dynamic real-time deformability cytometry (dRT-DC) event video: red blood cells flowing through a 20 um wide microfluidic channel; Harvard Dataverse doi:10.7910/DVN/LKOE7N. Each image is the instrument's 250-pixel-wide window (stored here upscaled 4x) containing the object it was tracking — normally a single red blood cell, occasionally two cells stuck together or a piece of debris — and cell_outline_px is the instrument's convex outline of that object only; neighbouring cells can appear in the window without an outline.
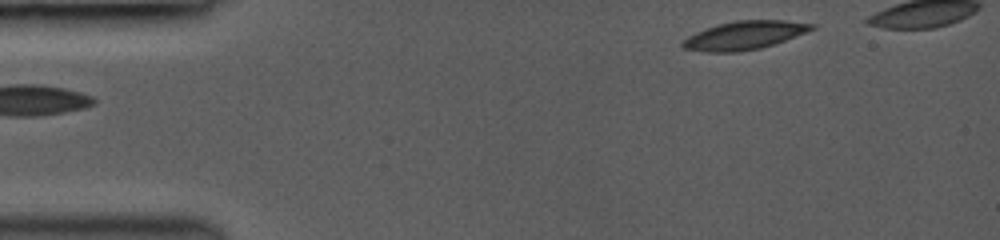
{"species": "common noctule bat (a hibernating species)", "species_latin": "Nyctalus noctula", "temperature_condition": "room temperature", "stored_images_in_passage": 10, "camera_frame_rate_fps": 3000, "um_per_image_px": 0.085, "animal": {"sex": "female", "body_mass_g": 19.0, "forearm_length_mm": 53.3}, "frame": {"image": 1, "passage_image": 1, "time_ms": 0.0, "image_size_px": [1000, 240], "cell_outline_px": [[816, 28], [784, 40], [760, 48], [740, 52], [708, 52], [684, 48], [680, 44], [680, 40], [696, 32], [720, 24], [736, 20], [784, 20], [816, 24]], "centroid_in_image_um": [63.25, 3.0], "position_along_channel_um": 21.7, "area_um2": 21.15}}
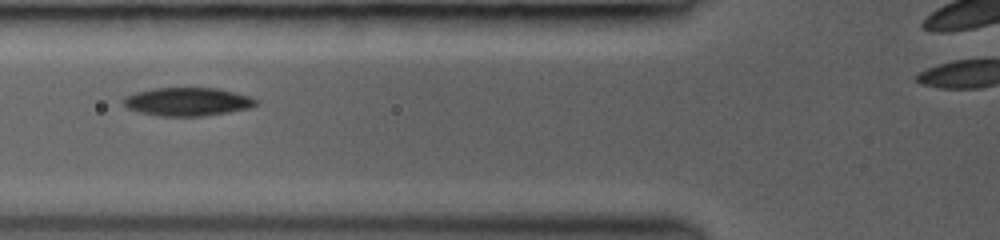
{"frame": {"image": 2, "passage_image": 6, "time_ms": 4.0, "image_size_px": [1000, 240], "cell_outline_px": [[260, 100], [256, 104], [248, 108], [228, 112], [204, 116], [160, 116], [140, 112], [128, 108], [120, 100], [124, 96], [136, 92], [156, 88], [216, 88], [248, 96]], "centroid_in_image_um": [15.9, 8.64], "position_along_channel_um": 109.9, "area_um2": 21.73}}
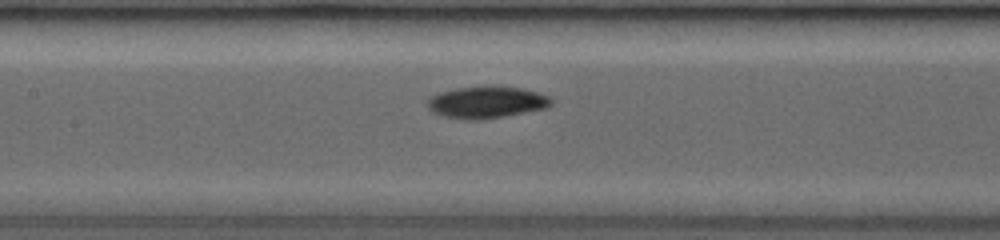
{"frame": {"image": 3, "passage_image": 9, "time_ms": 5.333, "image_size_px": [1000, 240], "cell_outline_px": [[552, 104], [548, 108], [504, 116], [480, 120], [464, 120], [444, 116], [432, 112], [428, 108], [428, 100], [432, 96], [440, 92], [456, 88], [492, 84], [500, 84], [520, 88], [536, 92], [548, 96], [552, 100]], "centroid_in_image_um": [41.37, 8.67], "position_along_channel_um": 166.0, "area_um2": 23.41}}